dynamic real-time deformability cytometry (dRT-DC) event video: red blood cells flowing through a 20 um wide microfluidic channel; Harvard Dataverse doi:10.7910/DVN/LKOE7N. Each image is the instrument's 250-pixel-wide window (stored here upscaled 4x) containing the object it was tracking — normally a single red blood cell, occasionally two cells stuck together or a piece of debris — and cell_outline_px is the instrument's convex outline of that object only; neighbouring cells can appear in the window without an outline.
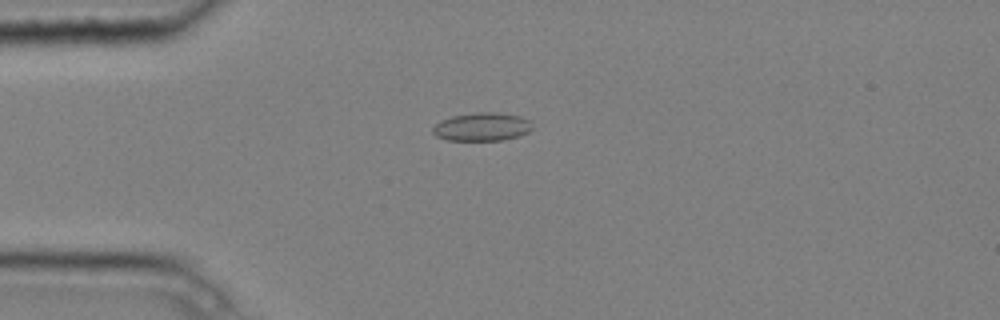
{"species": "common noctule bat (a hibernating species)", "species_latin": "Nyctalus noctula", "temperature_condition": "cold", "stored_images_in_passage": 6, "camera_frame_rate_fps": 3000, "um_per_image_px": 0.085, "animal": {"sex": "male", "body_mass_g": 20.4}, "frame": {"image": 1, "passage_image": 1, "time_ms": 0.0, "image_size_px": [1000, 320], "cell_outline_px": [[532, 128], [528, 132], [520, 136], [504, 140], [448, 140], [436, 136], [432, 132], [432, 128], [440, 120], [452, 116], [476, 112], [496, 112], [520, 116], [528, 120]], "centroid_in_image_um": [40.95, 10.78], "position_along_channel_um": 44.0, "area_um2": 16.42}}
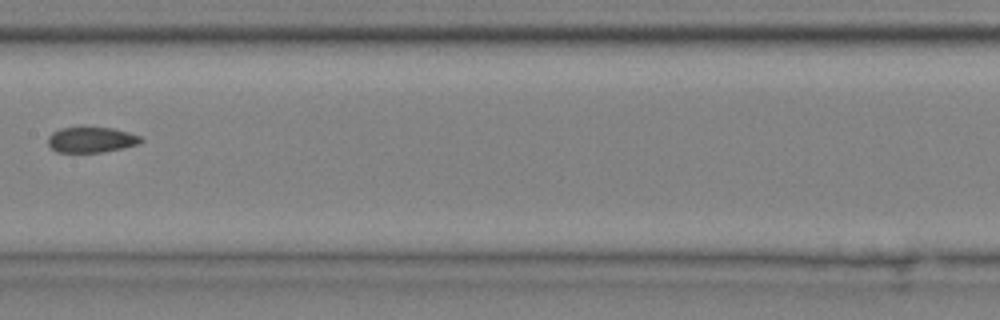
{"frame": {"image": 2, "passage_image": 5, "time_ms": 1.333, "image_size_px": [1000, 320], "cell_outline_px": [[144, 140], [136, 144], [120, 148], [100, 152], [56, 152], [48, 144], [48, 136], [52, 132], [60, 128], [112, 128], [128, 132], [140, 136]], "centroid_in_image_um": [7.72, 11.88], "position_along_channel_um": 199.7, "area_um2": 13.53}}
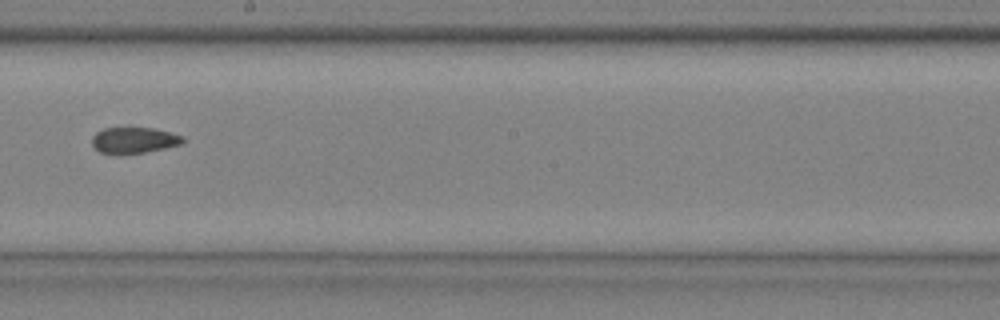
{"frame": {"image": 3, "passage_image": 6, "time_ms": 1.667, "image_size_px": [1000, 320], "cell_outline_px": [[184, 140], [180, 144], [164, 148], [144, 152], [120, 156], [116, 156], [100, 152], [92, 144], [92, 136], [96, 132], [104, 128], [152, 128], [184, 136]], "centroid_in_image_um": [11.33, 11.94], "position_along_channel_um": 236.9, "area_um2": 13.93}}